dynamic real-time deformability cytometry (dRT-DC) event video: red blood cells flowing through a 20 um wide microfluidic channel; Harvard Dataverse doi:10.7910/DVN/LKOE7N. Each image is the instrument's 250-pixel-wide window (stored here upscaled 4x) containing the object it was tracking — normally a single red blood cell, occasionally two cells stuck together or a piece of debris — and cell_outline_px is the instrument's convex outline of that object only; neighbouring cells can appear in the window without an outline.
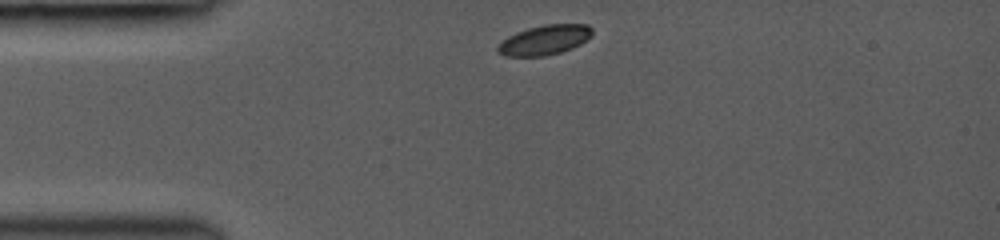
{"species": "common noctule bat (a hibernating species)", "species_latin": "Nyctalus noctula", "temperature_condition": "room temperature", "stored_images_in_passage": 32, "camera_frame_rate_fps": 3000, "um_per_image_px": 0.085, "animal": {"sex": "female", "body_mass_g": 19.0, "forearm_length_mm": 53.3}, "frame": {"image": 1, "passage_image": 1, "time_ms": 0.0, "image_size_px": [1000, 240], "cell_outline_px": [[592, 36], [588, 40], [572, 48], [560, 52], [544, 56], [504, 56], [496, 52], [496, 48], [508, 36], [516, 32], [528, 28], [544, 24], [588, 24], [592, 28]], "centroid_in_image_um": [46.31, 3.39], "position_along_channel_um": 38.7, "area_um2": 16.47}}
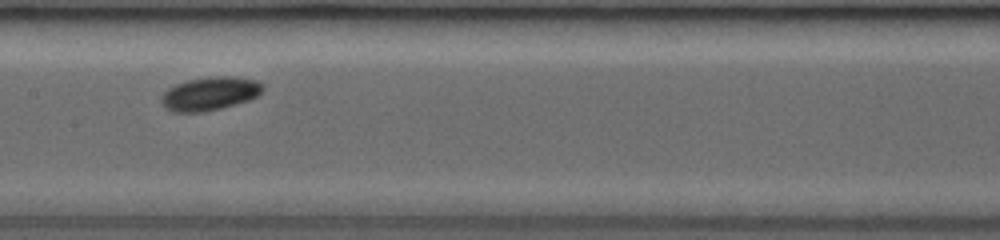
{"frame": {"image": 2, "passage_image": 14, "time_ms": 4.333, "image_size_px": [1000, 240], "cell_outline_px": [[264, 92], [248, 100], [236, 104], [204, 112], [172, 112], [164, 108], [160, 100], [164, 92], [168, 88], [176, 84], [188, 80], [208, 76], [236, 76], [256, 80], [264, 84]], "centroid_in_image_um": [17.85, 7.95], "position_along_channel_um": 189.6, "area_um2": 20.06}}
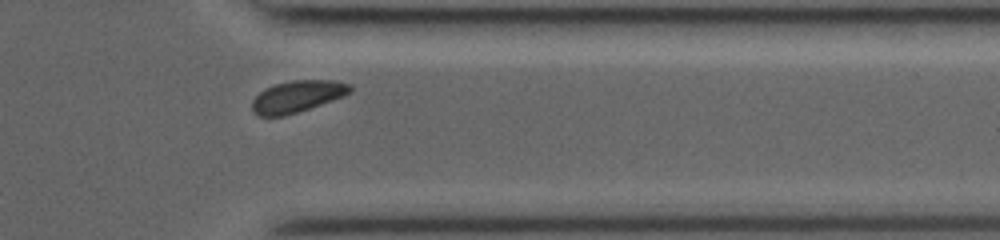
{"frame": {"image": 3, "passage_image": 28, "time_ms": 9.0, "image_size_px": [1000, 240], "cell_outline_px": [[352, 92], [344, 96], [284, 116], [260, 116], [252, 112], [252, 100], [264, 88], [276, 84], [292, 80], [332, 80], [352, 84]], "centroid_in_image_um": [25.27, 8.19], "position_along_channel_um": 386.1, "area_um2": 18.03}}